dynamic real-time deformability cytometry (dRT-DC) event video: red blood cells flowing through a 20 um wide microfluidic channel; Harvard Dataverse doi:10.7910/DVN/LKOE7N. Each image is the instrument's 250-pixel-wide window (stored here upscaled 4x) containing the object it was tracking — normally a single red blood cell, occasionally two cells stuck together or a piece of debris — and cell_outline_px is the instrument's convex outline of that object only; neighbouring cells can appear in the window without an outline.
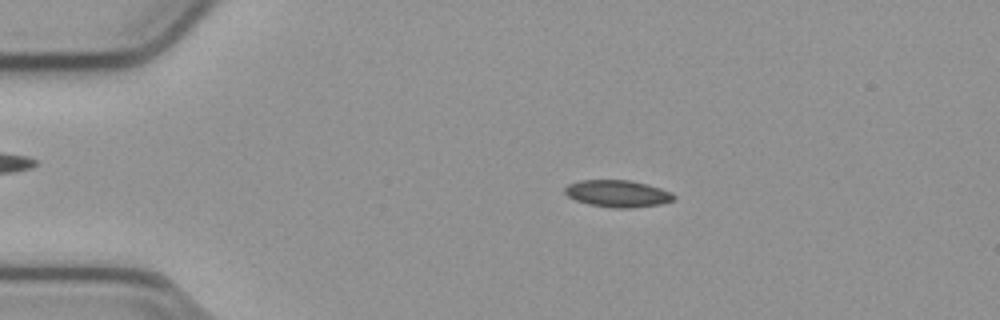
{"species": "common noctule bat (a hibernating species)", "species_latin": "Nyctalus noctula", "temperature_condition": "cold", "stored_images_in_passage": 52, "camera_frame_rate_fps": 3000, "um_per_image_px": 0.085, "animal": {"sex": "male", "body_mass_g": 23.1, "forearm_length_mm": 52.7}, "frame": {"image": 1, "passage_image": 9, "time_ms": 2.667, "image_size_px": [1000, 320], "cell_outline_px": [[676, 196], [672, 200], [660, 204], [628, 208], [612, 208], [588, 204], [576, 200], [568, 196], [564, 192], [564, 188], [568, 184], [580, 180], [632, 180], [660, 188], [672, 192]], "centroid_in_image_um": [52.48, 16.45], "position_along_channel_um": 32.5, "area_um2": 17.11}}
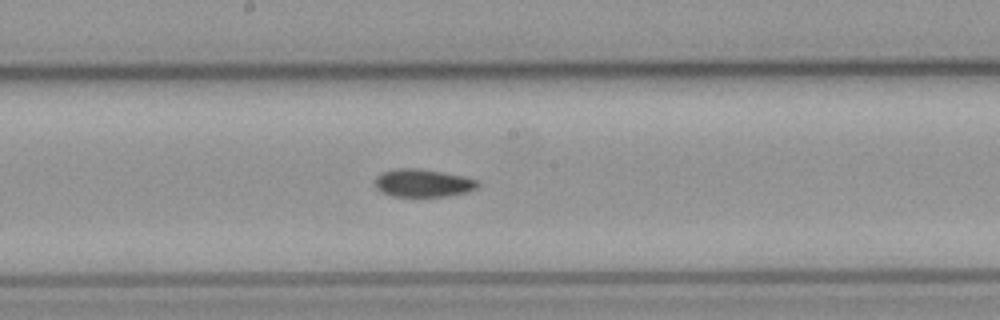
{"frame": {"image": 2, "passage_image": 27, "time_ms": 8.667, "image_size_px": [1000, 320], "cell_outline_px": [[480, 184], [476, 188], [468, 192], [448, 196], [392, 196], [380, 192], [376, 188], [376, 176], [380, 172], [392, 168], [416, 168], [440, 172], [480, 180]], "centroid_in_image_um": [35.92, 15.55], "position_along_channel_um": 212.3, "area_um2": 16.76}}
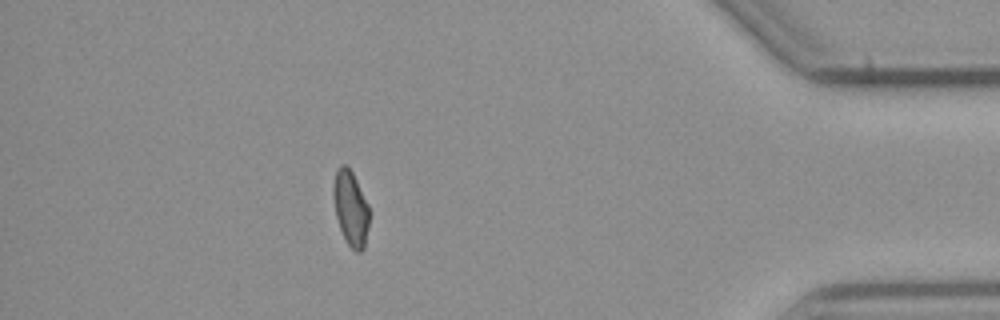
{"frame": {"image": 3, "passage_image": 46, "time_ms": 15.0, "image_size_px": [1000, 320], "cell_outline_px": [[368, 224], [364, 248], [360, 252], [356, 252], [344, 240], [336, 216], [332, 192], [332, 188], [336, 168], [340, 164], [344, 164], [352, 172], [368, 204]], "centroid_in_image_um": [29.78, 17.69], "position_along_channel_um": 405.4, "area_um2": 15.61}, "authors_computed_cell_mechanics": {"area_um2": 16.5597, "velocity_mm_per_s": 3.8041, "shape_relaxation_time_tau1_ms": null, "shape_relaxation_time_tau2_ms": 5.1864, "deformation_change_tau1": null, "deformation_change_tau2": 0.0971}}